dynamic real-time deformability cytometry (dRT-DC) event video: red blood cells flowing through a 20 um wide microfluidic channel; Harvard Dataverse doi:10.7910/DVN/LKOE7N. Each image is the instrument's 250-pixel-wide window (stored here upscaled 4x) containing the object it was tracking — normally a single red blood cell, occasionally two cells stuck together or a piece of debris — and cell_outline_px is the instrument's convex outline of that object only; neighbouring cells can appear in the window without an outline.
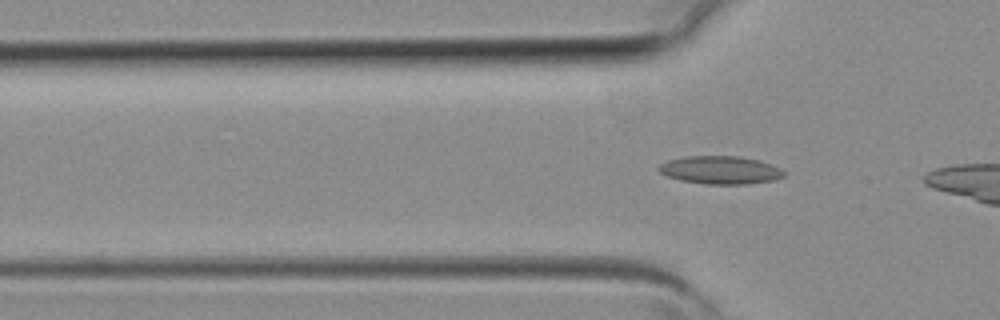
{"species": "common noctule bat (a hibernating species)", "species_latin": "Nyctalus noctula", "temperature_condition": "room temperature", "stored_images_in_passage": 2, "camera_frame_rate_fps": 3000, "um_per_image_px": 0.085, "animal": {"sex": "female", "body_mass_g": 19.3, "forearm_length_mm": 54.1}, "frame": {"image": 1, "passage_image": 2, "time_ms": 0.333, "image_size_px": [1000, 320], "cell_outline_px": [[784, 176], [772, 180], [748, 184], [704, 184], [680, 180], [668, 176], [660, 172], [656, 168], [660, 164], [668, 160], [684, 156], [740, 156], [760, 160], [780, 168], [784, 172]], "centroid_in_image_um": [61.2, 14.45], "position_along_channel_um": 64.6, "area_um2": 20.46}}